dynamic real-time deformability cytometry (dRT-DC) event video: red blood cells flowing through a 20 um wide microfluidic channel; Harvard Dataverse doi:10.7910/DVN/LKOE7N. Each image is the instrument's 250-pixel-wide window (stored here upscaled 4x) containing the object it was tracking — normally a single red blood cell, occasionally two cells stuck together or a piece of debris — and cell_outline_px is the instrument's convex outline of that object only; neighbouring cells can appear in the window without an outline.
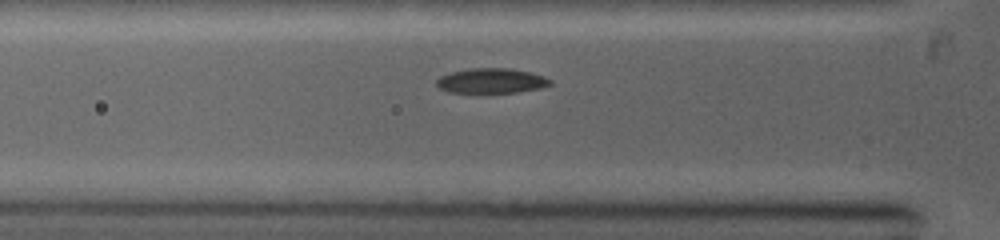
{"species": "common noctule bat (a hibernating species)", "species_latin": "Nyctalus noctula", "temperature_condition": "warm", "stored_images_in_passage": 20, "camera_frame_rate_fps": 5000, "um_per_image_px": 0.085, "animal": {"sex": "female", "body_mass_g": 19.0, "forearm_length_mm": 53.3}, "frame": {"image": 1, "passage_image": 3, "time_ms": 0.8, "image_size_px": [1000, 240], "cell_outline_px": [[552, 84], [540, 88], [516, 92], [448, 92], [440, 88], [436, 84], [436, 80], [440, 76], [452, 72], [468, 68], [508, 68], [532, 72], [544, 76], [552, 80]], "centroid_in_image_um": [41.78, 6.85], "position_along_channel_um": 84.0, "area_um2": 16.47}}
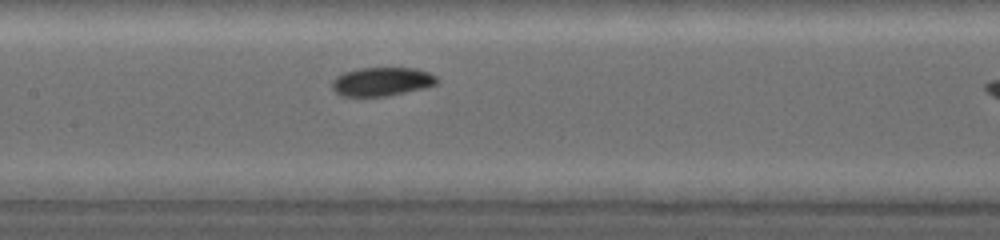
{"frame": {"image": 2, "passage_image": 7, "time_ms": 2.8, "image_size_px": [1000, 240], "cell_outline_px": [[440, 80], [436, 84], [424, 88], [384, 96], [340, 96], [332, 88], [332, 80], [336, 76], [344, 72], [360, 68], [416, 68], [428, 72], [436, 76]], "centroid_in_image_um": [32.45, 6.93], "position_along_channel_um": 175.0, "area_um2": 17.51}}
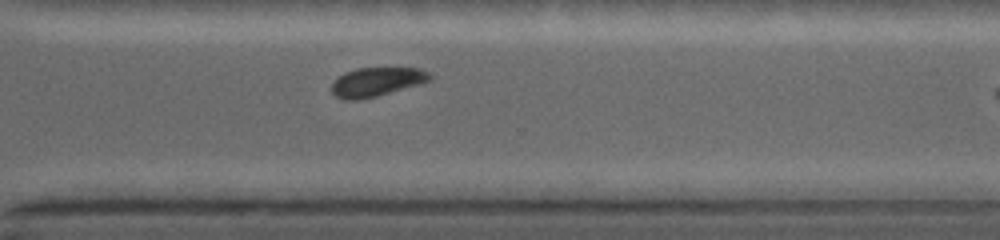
{"frame": {"image": 3, "passage_image": 15, "time_ms": 6.4, "image_size_px": [1000, 240], "cell_outline_px": [[432, 76], [428, 80], [420, 84], [376, 96], [356, 100], [344, 100], [336, 96], [332, 92], [332, 84], [344, 72], [356, 68], [420, 68], [428, 72]], "centroid_in_image_um": [32.0, 6.95], "position_along_channel_um": 338.6, "area_um2": 16.36}}